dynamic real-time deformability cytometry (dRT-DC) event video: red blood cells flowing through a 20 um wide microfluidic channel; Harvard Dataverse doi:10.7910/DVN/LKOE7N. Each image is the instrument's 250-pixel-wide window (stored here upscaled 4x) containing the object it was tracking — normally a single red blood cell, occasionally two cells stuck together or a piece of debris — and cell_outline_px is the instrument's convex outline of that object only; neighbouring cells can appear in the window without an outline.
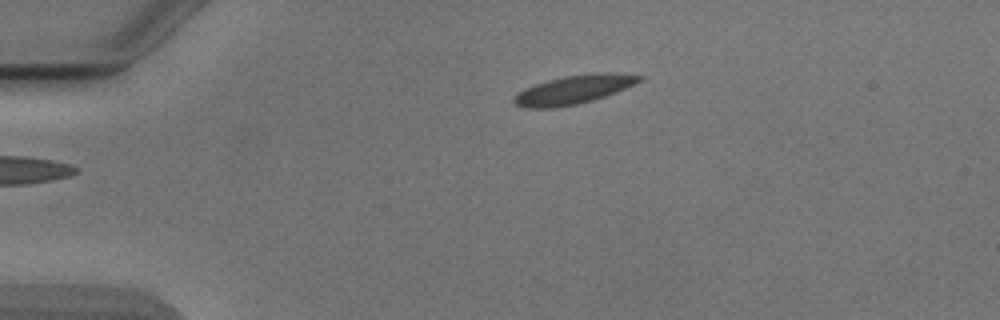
{"species": "Egyptian fruit bat (a non-hibernating species)", "species_latin": "Rousettus aegyptiacus", "temperature_condition": "cold", "stored_images_in_passage": 2, "camera_frame_rate_fps": 3000, "um_per_image_px": 0.085, "animal": {"sex": "male"}, "frame": {"image": 1, "passage_image": 2, "time_ms": 1.0, "image_size_px": [1000, 320], "cell_outline_px": [[644, 80], [616, 92], [592, 100], [576, 104], [552, 108], [528, 108], [516, 104], [512, 100], [524, 88], [548, 80], [564, 76], [596, 72], [608, 72], [644, 76]], "centroid_in_image_um": [48.81, 7.6], "position_along_channel_um": 36.2, "area_um2": 20.75}}